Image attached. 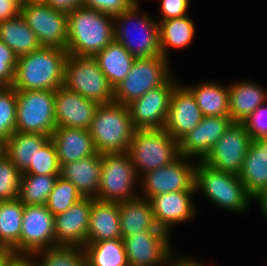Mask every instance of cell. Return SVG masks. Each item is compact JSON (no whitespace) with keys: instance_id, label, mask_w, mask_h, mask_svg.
Returning <instances> with one entry per match:
<instances>
[{"instance_id":"484cf974","label":"cell","mask_w":267,"mask_h":266,"mask_svg":"<svg viewBox=\"0 0 267 266\" xmlns=\"http://www.w3.org/2000/svg\"><path fill=\"white\" fill-rule=\"evenodd\" d=\"M229 117L233 123H243L263 103L267 92L253 82H236L228 86Z\"/></svg>"},{"instance_id":"c3c4849f","label":"cell","mask_w":267,"mask_h":266,"mask_svg":"<svg viewBox=\"0 0 267 266\" xmlns=\"http://www.w3.org/2000/svg\"><path fill=\"white\" fill-rule=\"evenodd\" d=\"M254 199L260 202V207L262 208V211L264 212V215L267 218V190L261 192Z\"/></svg>"},{"instance_id":"5b68a950","label":"cell","mask_w":267,"mask_h":266,"mask_svg":"<svg viewBox=\"0 0 267 266\" xmlns=\"http://www.w3.org/2000/svg\"><path fill=\"white\" fill-rule=\"evenodd\" d=\"M128 154L137 174L167 166L180 156L178 142L164 128L135 130Z\"/></svg>"},{"instance_id":"db71d44e","label":"cell","mask_w":267,"mask_h":266,"mask_svg":"<svg viewBox=\"0 0 267 266\" xmlns=\"http://www.w3.org/2000/svg\"><path fill=\"white\" fill-rule=\"evenodd\" d=\"M25 1H38V0H23V2H25Z\"/></svg>"},{"instance_id":"5bb4252c","label":"cell","mask_w":267,"mask_h":266,"mask_svg":"<svg viewBox=\"0 0 267 266\" xmlns=\"http://www.w3.org/2000/svg\"><path fill=\"white\" fill-rule=\"evenodd\" d=\"M171 78L127 105L135 130L164 128L171 93L176 86Z\"/></svg>"},{"instance_id":"ee69618b","label":"cell","mask_w":267,"mask_h":266,"mask_svg":"<svg viewBox=\"0 0 267 266\" xmlns=\"http://www.w3.org/2000/svg\"><path fill=\"white\" fill-rule=\"evenodd\" d=\"M188 6L189 0H162L161 11L163 18L160 21L186 16Z\"/></svg>"},{"instance_id":"ab89813d","label":"cell","mask_w":267,"mask_h":266,"mask_svg":"<svg viewBox=\"0 0 267 266\" xmlns=\"http://www.w3.org/2000/svg\"><path fill=\"white\" fill-rule=\"evenodd\" d=\"M60 164L54 142L50 139L36 153L33 163L23 172L35 175H60Z\"/></svg>"},{"instance_id":"f546056e","label":"cell","mask_w":267,"mask_h":266,"mask_svg":"<svg viewBox=\"0 0 267 266\" xmlns=\"http://www.w3.org/2000/svg\"><path fill=\"white\" fill-rule=\"evenodd\" d=\"M24 204L15 200L0 201V249L21 254V226Z\"/></svg>"},{"instance_id":"f1b7e54d","label":"cell","mask_w":267,"mask_h":266,"mask_svg":"<svg viewBox=\"0 0 267 266\" xmlns=\"http://www.w3.org/2000/svg\"><path fill=\"white\" fill-rule=\"evenodd\" d=\"M94 58L113 88L126 78L136 59L116 40L111 41Z\"/></svg>"},{"instance_id":"f35d334b","label":"cell","mask_w":267,"mask_h":266,"mask_svg":"<svg viewBox=\"0 0 267 266\" xmlns=\"http://www.w3.org/2000/svg\"><path fill=\"white\" fill-rule=\"evenodd\" d=\"M21 175L15 164L2 152L0 154V201L18 198Z\"/></svg>"},{"instance_id":"ba28073f","label":"cell","mask_w":267,"mask_h":266,"mask_svg":"<svg viewBox=\"0 0 267 266\" xmlns=\"http://www.w3.org/2000/svg\"><path fill=\"white\" fill-rule=\"evenodd\" d=\"M168 59L162 54L136 58L126 78L114 88V102L128 105L149 90L164 84L171 76Z\"/></svg>"},{"instance_id":"681fc988","label":"cell","mask_w":267,"mask_h":266,"mask_svg":"<svg viewBox=\"0 0 267 266\" xmlns=\"http://www.w3.org/2000/svg\"><path fill=\"white\" fill-rule=\"evenodd\" d=\"M172 264V265H171ZM169 266H195V261L190 258H178L177 261L171 260V262L168 264Z\"/></svg>"},{"instance_id":"e0dca14e","label":"cell","mask_w":267,"mask_h":266,"mask_svg":"<svg viewBox=\"0 0 267 266\" xmlns=\"http://www.w3.org/2000/svg\"><path fill=\"white\" fill-rule=\"evenodd\" d=\"M92 209V198L83 197L67 211L54 216L55 246L84 247Z\"/></svg>"},{"instance_id":"44dd1931","label":"cell","mask_w":267,"mask_h":266,"mask_svg":"<svg viewBox=\"0 0 267 266\" xmlns=\"http://www.w3.org/2000/svg\"><path fill=\"white\" fill-rule=\"evenodd\" d=\"M195 191L170 192L155 195L149 199L156 223L167 231L176 223L186 222L195 215L191 195Z\"/></svg>"},{"instance_id":"2e32d148","label":"cell","mask_w":267,"mask_h":266,"mask_svg":"<svg viewBox=\"0 0 267 266\" xmlns=\"http://www.w3.org/2000/svg\"><path fill=\"white\" fill-rule=\"evenodd\" d=\"M55 246L54 215L46 205H24L21 226V254Z\"/></svg>"},{"instance_id":"9a60e30c","label":"cell","mask_w":267,"mask_h":266,"mask_svg":"<svg viewBox=\"0 0 267 266\" xmlns=\"http://www.w3.org/2000/svg\"><path fill=\"white\" fill-rule=\"evenodd\" d=\"M169 234L163 229L145 230L137 235L122 238L128 265L162 266L170 262L172 250Z\"/></svg>"},{"instance_id":"cb8c5ba5","label":"cell","mask_w":267,"mask_h":266,"mask_svg":"<svg viewBox=\"0 0 267 266\" xmlns=\"http://www.w3.org/2000/svg\"><path fill=\"white\" fill-rule=\"evenodd\" d=\"M101 154L61 165L60 177L73 184L83 197L96 198L101 178Z\"/></svg>"},{"instance_id":"d6986e66","label":"cell","mask_w":267,"mask_h":266,"mask_svg":"<svg viewBox=\"0 0 267 266\" xmlns=\"http://www.w3.org/2000/svg\"><path fill=\"white\" fill-rule=\"evenodd\" d=\"M229 116L203 117L200 123L179 142V154L186 158L198 157L203 161L217 140L231 126Z\"/></svg>"},{"instance_id":"8fae6325","label":"cell","mask_w":267,"mask_h":266,"mask_svg":"<svg viewBox=\"0 0 267 266\" xmlns=\"http://www.w3.org/2000/svg\"><path fill=\"white\" fill-rule=\"evenodd\" d=\"M41 46L65 49L68 42V14L42 0L25 1L21 13Z\"/></svg>"},{"instance_id":"60d3db41","label":"cell","mask_w":267,"mask_h":266,"mask_svg":"<svg viewBox=\"0 0 267 266\" xmlns=\"http://www.w3.org/2000/svg\"><path fill=\"white\" fill-rule=\"evenodd\" d=\"M18 56L0 40V86H12Z\"/></svg>"},{"instance_id":"e575fe53","label":"cell","mask_w":267,"mask_h":266,"mask_svg":"<svg viewBox=\"0 0 267 266\" xmlns=\"http://www.w3.org/2000/svg\"><path fill=\"white\" fill-rule=\"evenodd\" d=\"M58 176L22 173L18 199L24 205H45Z\"/></svg>"},{"instance_id":"9c48e42d","label":"cell","mask_w":267,"mask_h":266,"mask_svg":"<svg viewBox=\"0 0 267 266\" xmlns=\"http://www.w3.org/2000/svg\"><path fill=\"white\" fill-rule=\"evenodd\" d=\"M138 5L133 4L129 9L114 16V40L123 45L135 58L161 55L159 24L145 14L141 18L137 17L139 13ZM132 21L134 24L136 23L135 26L133 25L134 28L137 30L139 28L142 31L139 38L138 36L133 38L131 29L129 30L131 25L128 26V24H131ZM119 22L121 23L119 24Z\"/></svg>"},{"instance_id":"52a82bcc","label":"cell","mask_w":267,"mask_h":266,"mask_svg":"<svg viewBox=\"0 0 267 266\" xmlns=\"http://www.w3.org/2000/svg\"><path fill=\"white\" fill-rule=\"evenodd\" d=\"M16 131L40 133L51 137L55 122V91H16Z\"/></svg>"},{"instance_id":"74e56055","label":"cell","mask_w":267,"mask_h":266,"mask_svg":"<svg viewBox=\"0 0 267 266\" xmlns=\"http://www.w3.org/2000/svg\"><path fill=\"white\" fill-rule=\"evenodd\" d=\"M82 198L83 196L73 184L58 176L45 205L49 212L55 216L67 211Z\"/></svg>"},{"instance_id":"ac0fdd59","label":"cell","mask_w":267,"mask_h":266,"mask_svg":"<svg viewBox=\"0 0 267 266\" xmlns=\"http://www.w3.org/2000/svg\"><path fill=\"white\" fill-rule=\"evenodd\" d=\"M196 99L186 86L176 85L171 93L164 129L177 142L191 132L203 119Z\"/></svg>"},{"instance_id":"1f68e13d","label":"cell","mask_w":267,"mask_h":266,"mask_svg":"<svg viewBox=\"0 0 267 266\" xmlns=\"http://www.w3.org/2000/svg\"><path fill=\"white\" fill-rule=\"evenodd\" d=\"M204 117L229 116V89L221 84L204 83L188 87Z\"/></svg>"},{"instance_id":"7dc6e473","label":"cell","mask_w":267,"mask_h":266,"mask_svg":"<svg viewBox=\"0 0 267 266\" xmlns=\"http://www.w3.org/2000/svg\"><path fill=\"white\" fill-rule=\"evenodd\" d=\"M28 254H14L7 262L6 266H38L36 261Z\"/></svg>"},{"instance_id":"7a4b0ae2","label":"cell","mask_w":267,"mask_h":266,"mask_svg":"<svg viewBox=\"0 0 267 266\" xmlns=\"http://www.w3.org/2000/svg\"><path fill=\"white\" fill-rule=\"evenodd\" d=\"M68 52L56 47L41 46L18 57L12 87L16 90H52L64 85Z\"/></svg>"},{"instance_id":"4316f807","label":"cell","mask_w":267,"mask_h":266,"mask_svg":"<svg viewBox=\"0 0 267 266\" xmlns=\"http://www.w3.org/2000/svg\"><path fill=\"white\" fill-rule=\"evenodd\" d=\"M120 227L122 238L137 235L145 230H160L150 201L137 197L133 200L119 202Z\"/></svg>"},{"instance_id":"4dcf8cb0","label":"cell","mask_w":267,"mask_h":266,"mask_svg":"<svg viewBox=\"0 0 267 266\" xmlns=\"http://www.w3.org/2000/svg\"><path fill=\"white\" fill-rule=\"evenodd\" d=\"M0 40L20 57L41 47L36 34L21 14L0 22Z\"/></svg>"},{"instance_id":"7c38bea8","label":"cell","mask_w":267,"mask_h":266,"mask_svg":"<svg viewBox=\"0 0 267 266\" xmlns=\"http://www.w3.org/2000/svg\"><path fill=\"white\" fill-rule=\"evenodd\" d=\"M251 141L243 123H232L202 162L215 170L238 175Z\"/></svg>"},{"instance_id":"f6af8a7d","label":"cell","mask_w":267,"mask_h":266,"mask_svg":"<svg viewBox=\"0 0 267 266\" xmlns=\"http://www.w3.org/2000/svg\"><path fill=\"white\" fill-rule=\"evenodd\" d=\"M20 0H0V22L9 20L21 13Z\"/></svg>"},{"instance_id":"d6a6232c","label":"cell","mask_w":267,"mask_h":266,"mask_svg":"<svg viewBox=\"0 0 267 266\" xmlns=\"http://www.w3.org/2000/svg\"><path fill=\"white\" fill-rule=\"evenodd\" d=\"M194 33V22L187 15L159 21L161 54L168 59V47L184 49L194 39Z\"/></svg>"},{"instance_id":"83f0119b","label":"cell","mask_w":267,"mask_h":266,"mask_svg":"<svg viewBox=\"0 0 267 266\" xmlns=\"http://www.w3.org/2000/svg\"><path fill=\"white\" fill-rule=\"evenodd\" d=\"M50 136L40 133L15 131L1 146L2 152L23 173L33 163L36 153L50 140Z\"/></svg>"},{"instance_id":"b9f144b4","label":"cell","mask_w":267,"mask_h":266,"mask_svg":"<svg viewBox=\"0 0 267 266\" xmlns=\"http://www.w3.org/2000/svg\"><path fill=\"white\" fill-rule=\"evenodd\" d=\"M264 104L265 103L260 105L245 122H243L252 140L267 138V107H264Z\"/></svg>"},{"instance_id":"f907efd6","label":"cell","mask_w":267,"mask_h":266,"mask_svg":"<svg viewBox=\"0 0 267 266\" xmlns=\"http://www.w3.org/2000/svg\"><path fill=\"white\" fill-rule=\"evenodd\" d=\"M14 255L10 250L0 249V266H6L8 260Z\"/></svg>"},{"instance_id":"6da1fadb","label":"cell","mask_w":267,"mask_h":266,"mask_svg":"<svg viewBox=\"0 0 267 266\" xmlns=\"http://www.w3.org/2000/svg\"><path fill=\"white\" fill-rule=\"evenodd\" d=\"M68 14V55L95 57L114 40V17L78 6Z\"/></svg>"},{"instance_id":"7bdbcfd3","label":"cell","mask_w":267,"mask_h":266,"mask_svg":"<svg viewBox=\"0 0 267 266\" xmlns=\"http://www.w3.org/2000/svg\"><path fill=\"white\" fill-rule=\"evenodd\" d=\"M132 5L129 0H82V6L113 17L129 9Z\"/></svg>"},{"instance_id":"277c9868","label":"cell","mask_w":267,"mask_h":266,"mask_svg":"<svg viewBox=\"0 0 267 266\" xmlns=\"http://www.w3.org/2000/svg\"><path fill=\"white\" fill-rule=\"evenodd\" d=\"M196 165L195 188L202 190L215 205L231 211L243 212L253 198L238 175L215 170L202 161Z\"/></svg>"},{"instance_id":"8d00e7d4","label":"cell","mask_w":267,"mask_h":266,"mask_svg":"<svg viewBox=\"0 0 267 266\" xmlns=\"http://www.w3.org/2000/svg\"><path fill=\"white\" fill-rule=\"evenodd\" d=\"M16 90L12 86H0V145L16 131Z\"/></svg>"},{"instance_id":"30bf717a","label":"cell","mask_w":267,"mask_h":266,"mask_svg":"<svg viewBox=\"0 0 267 266\" xmlns=\"http://www.w3.org/2000/svg\"><path fill=\"white\" fill-rule=\"evenodd\" d=\"M102 170L95 199L124 202L136 199L132 192L137 172L128 152L101 154Z\"/></svg>"},{"instance_id":"d4e9b609","label":"cell","mask_w":267,"mask_h":266,"mask_svg":"<svg viewBox=\"0 0 267 266\" xmlns=\"http://www.w3.org/2000/svg\"><path fill=\"white\" fill-rule=\"evenodd\" d=\"M122 239L118 202L92 198L87 242Z\"/></svg>"},{"instance_id":"836d02e7","label":"cell","mask_w":267,"mask_h":266,"mask_svg":"<svg viewBox=\"0 0 267 266\" xmlns=\"http://www.w3.org/2000/svg\"><path fill=\"white\" fill-rule=\"evenodd\" d=\"M86 266H129L122 239L87 242Z\"/></svg>"},{"instance_id":"d590c367","label":"cell","mask_w":267,"mask_h":266,"mask_svg":"<svg viewBox=\"0 0 267 266\" xmlns=\"http://www.w3.org/2000/svg\"><path fill=\"white\" fill-rule=\"evenodd\" d=\"M36 254L42 255L38 266H86L83 247L54 246L36 251L32 255Z\"/></svg>"},{"instance_id":"816d5d0a","label":"cell","mask_w":267,"mask_h":266,"mask_svg":"<svg viewBox=\"0 0 267 266\" xmlns=\"http://www.w3.org/2000/svg\"><path fill=\"white\" fill-rule=\"evenodd\" d=\"M132 4H138V0H129Z\"/></svg>"},{"instance_id":"3957f363","label":"cell","mask_w":267,"mask_h":266,"mask_svg":"<svg viewBox=\"0 0 267 266\" xmlns=\"http://www.w3.org/2000/svg\"><path fill=\"white\" fill-rule=\"evenodd\" d=\"M89 131L97 153L128 152L135 131L128 106L116 102L98 105Z\"/></svg>"},{"instance_id":"4fadbf2b","label":"cell","mask_w":267,"mask_h":266,"mask_svg":"<svg viewBox=\"0 0 267 266\" xmlns=\"http://www.w3.org/2000/svg\"><path fill=\"white\" fill-rule=\"evenodd\" d=\"M185 159V160H184ZM186 157L179 156L171 164L142 174L143 194L139 196L149 200L162 193L197 191L195 188L196 165L186 162ZM185 161V162H184ZM188 163V164H187ZM146 195V196H145Z\"/></svg>"},{"instance_id":"ffe728a7","label":"cell","mask_w":267,"mask_h":266,"mask_svg":"<svg viewBox=\"0 0 267 266\" xmlns=\"http://www.w3.org/2000/svg\"><path fill=\"white\" fill-rule=\"evenodd\" d=\"M98 104L64 85L55 90V122L57 127L90 129Z\"/></svg>"},{"instance_id":"8992f818","label":"cell","mask_w":267,"mask_h":266,"mask_svg":"<svg viewBox=\"0 0 267 266\" xmlns=\"http://www.w3.org/2000/svg\"><path fill=\"white\" fill-rule=\"evenodd\" d=\"M64 86L98 105L114 102V88L94 57L68 55Z\"/></svg>"},{"instance_id":"7402d4cb","label":"cell","mask_w":267,"mask_h":266,"mask_svg":"<svg viewBox=\"0 0 267 266\" xmlns=\"http://www.w3.org/2000/svg\"><path fill=\"white\" fill-rule=\"evenodd\" d=\"M60 166L97 153L88 129L56 127L51 135Z\"/></svg>"},{"instance_id":"bcb514c9","label":"cell","mask_w":267,"mask_h":266,"mask_svg":"<svg viewBox=\"0 0 267 266\" xmlns=\"http://www.w3.org/2000/svg\"><path fill=\"white\" fill-rule=\"evenodd\" d=\"M47 5L66 12L82 5V0H42Z\"/></svg>"},{"instance_id":"603a6c76","label":"cell","mask_w":267,"mask_h":266,"mask_svg":"<svg viewBox=\"0 0 267 266\" xmlns=\"http://www.w3.org/2000/svg\"><path fill=\"white\" fill-rule=\"evenodd\" d=\"M238 177L253 199L267 190V138L251 141Z\"/></svg>"},{"instance_id":"f5cc1de1","label":"cell","mask_w":267,"mask_h":266,"mask_svg":"<svg viewBox=\"0 0 267 266\" xmlns=\"http://www.w3.org/2000/svg\"><path fill=\"white\" fill-rule=\"evenodd\" d=\"M195 266H204V265H202L201 263L195 261Z\"/></svg>"}]
</instances>
